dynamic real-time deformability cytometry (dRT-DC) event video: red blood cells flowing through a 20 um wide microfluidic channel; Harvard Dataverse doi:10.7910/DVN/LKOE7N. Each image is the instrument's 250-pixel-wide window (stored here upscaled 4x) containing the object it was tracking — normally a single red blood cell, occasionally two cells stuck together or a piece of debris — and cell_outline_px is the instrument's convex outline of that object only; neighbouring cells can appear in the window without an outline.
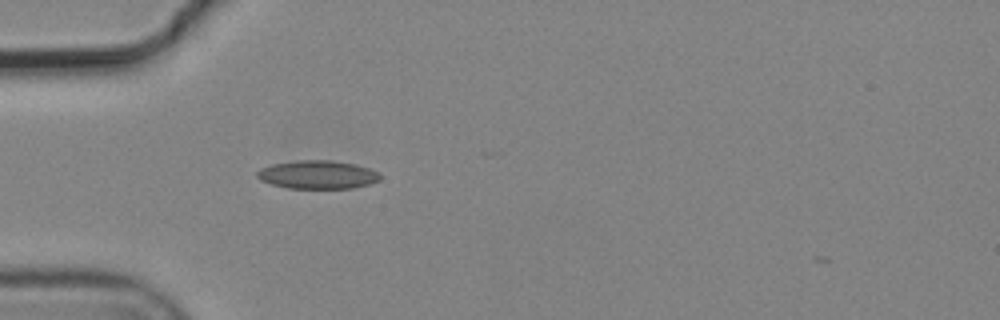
{"species": "common noctule bat (a hibernating species)", "species_latin": "Nyctalus noctula", "temperature_condition": "cold", "stored_images_in_passage": 1, "camera_frame_rate_fps": 3000, "um_per_image_px": 0.085, "animal": {"sex": "male", "body_mass_g": 19.2, "forearm_length_mm": 51.8}, "frame": {"image": 1, "passage_image": 1, "time_ms": 0.0, "image_size_px": [1000, 320], "cell_outline_px": [[380, 180], [368, 184], [352, 188], [288, 188], [272, 184], [260, 180], [256, 176], [256, 172], [260, 168], [272, 164], [300, 160], [332, 160], [356, 164], [380, 172]], "centroid_in_image_um": [26.99, 14.84], "position_along_channel_um": 58.0, "area_um2": 20.35}}